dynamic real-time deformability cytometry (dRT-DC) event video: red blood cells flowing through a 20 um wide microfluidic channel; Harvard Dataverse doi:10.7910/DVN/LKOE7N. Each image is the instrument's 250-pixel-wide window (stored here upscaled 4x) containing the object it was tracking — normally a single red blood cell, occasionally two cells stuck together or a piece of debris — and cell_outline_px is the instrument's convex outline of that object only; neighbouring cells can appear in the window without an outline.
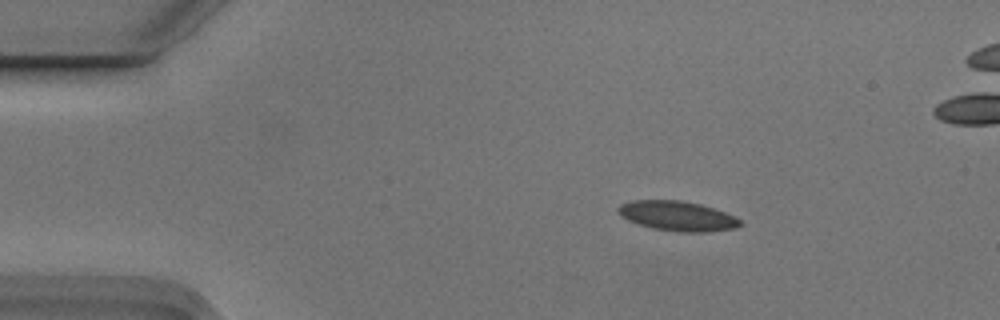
{"species": "Egyptian fruit bat (a non-hibernating species)", "species_latin": "Rousettus aegyptiacus", "temperature_condition": "cold", "stored_images_in_passage": 4, "camera_frame_rate_fps": 3000, "um_per_image_px": 0.085, "animal": {"sex": "male"}, "frame": {"image": 1, "passage_image": 1, "time_ms": 0.0, "image_size_px": [1000, 320], "cell_outline_px": [[744, 224], [736, 228], [708, 232], [684, 232], [652, 228], [628, 220], [620, 216], [616, 212], [616, 208], [620, 204], [632, 200], [680, 200], [700, 204], [724, 212], [740, 220]], "centroid_in_image_um": [57.55, 18.35], "position_along_channel_um": 27.5, "area_um2": 21.15}}